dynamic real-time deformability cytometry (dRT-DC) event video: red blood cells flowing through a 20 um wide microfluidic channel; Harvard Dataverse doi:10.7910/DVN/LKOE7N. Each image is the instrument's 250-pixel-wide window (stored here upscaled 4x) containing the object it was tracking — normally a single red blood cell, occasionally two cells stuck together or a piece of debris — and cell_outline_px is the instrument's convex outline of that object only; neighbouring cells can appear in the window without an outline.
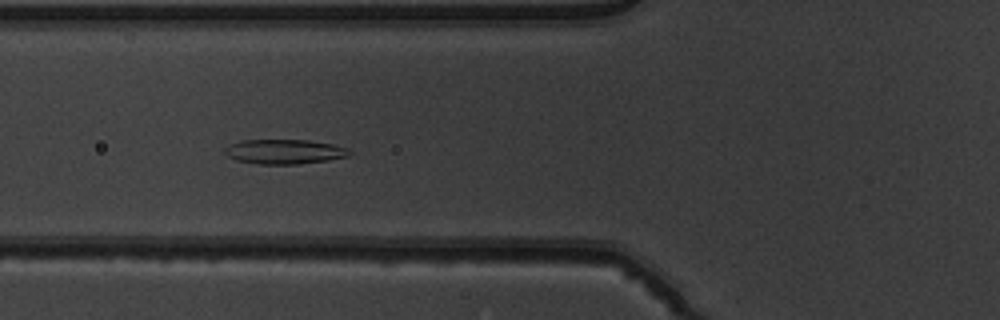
{"species": "common noctule bat (a hibernating species)", "species_latin": "Nyctalus noctula", "temperature_condition": "warm", "stored_images_in_passage": 32, "camera_frame_rate_fps": 3000, "um_per_image_px": 0.085, "animal": {"sex": "male", "body_mass_g": 19.5, "forearm_length_mm": 54.6}, "frame": {"image": 1, "passage_image": 6, "time_ms": 1.667, "image_size_px": [1000, 320], "cell_outline_px": [[352, 152], [348, 156], [328, 160], [296, 164], [260, 164], [236, 160], [228, 156], [224, 152], [224, 148], [228, 144], [240, 140], [308, 140], [332, 144], [348, 148]], "centroid_in_image_um": [24.15, 12.88], "position_along_channel_um": 101.7, "area_um2": 17.92}}
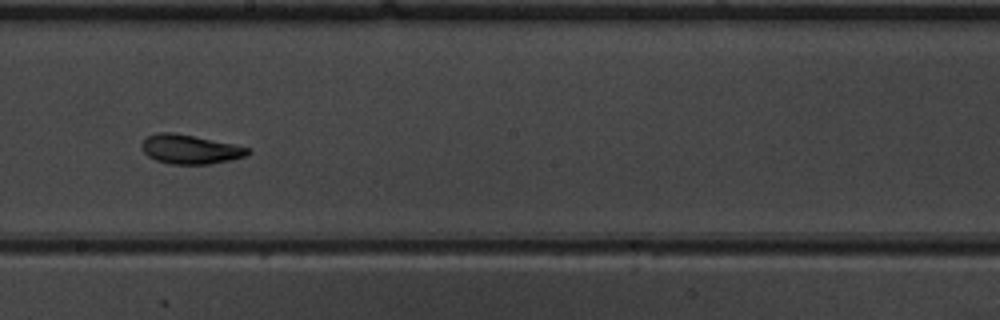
{"frame": {"image": 2, "passage_image": 16, "time_ms": 5.0, "image_size_px": [1000, 320], "cell_outline_px": [[252, 152], [244, 156], [232, 160], [208, 164], [168, 164], [156, 160], [148, 156], [144, 152], [144, 140], [148, 136], [160, 132], [172, 132], [252, 148]], "centroid_in_image_um": [16.2, 12.7], "position_along_channel_um": 232.0, "area_um2": 17.74}}
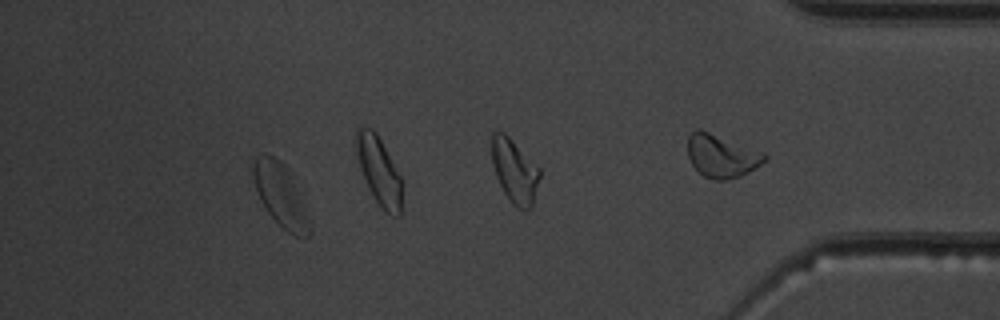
{"frame": {"image": 3, "passage_image": 27, "time_ms": 8.667, "image_size_px": [1000, 320], "cell_outline_px": [[312, 232], [308, 236], [296, 236], [288, 232], [268, 212], [260, 200], [256, 188], [252, 172], [252, 164], [256, 156], [272, 156], [280, 160], [284, 164], [304, 204], [312, 224]], "centroid_in_image_um": [23.86, 16.62], "position_along_channel_um": 411.3, "area_um2": 20.11}, "authors_computed_cell_mechanics": {"area_um2": 17.8602, "velocity_mm_per_s": 3.9174, "shape_relaxation_time_tau1_ms": 4.9761, "shape_relaxation_time_tau2_ms": 1.7822, "deformation_change_tau1": 0.1571, "deformation_change_tau2": 0.0708}}